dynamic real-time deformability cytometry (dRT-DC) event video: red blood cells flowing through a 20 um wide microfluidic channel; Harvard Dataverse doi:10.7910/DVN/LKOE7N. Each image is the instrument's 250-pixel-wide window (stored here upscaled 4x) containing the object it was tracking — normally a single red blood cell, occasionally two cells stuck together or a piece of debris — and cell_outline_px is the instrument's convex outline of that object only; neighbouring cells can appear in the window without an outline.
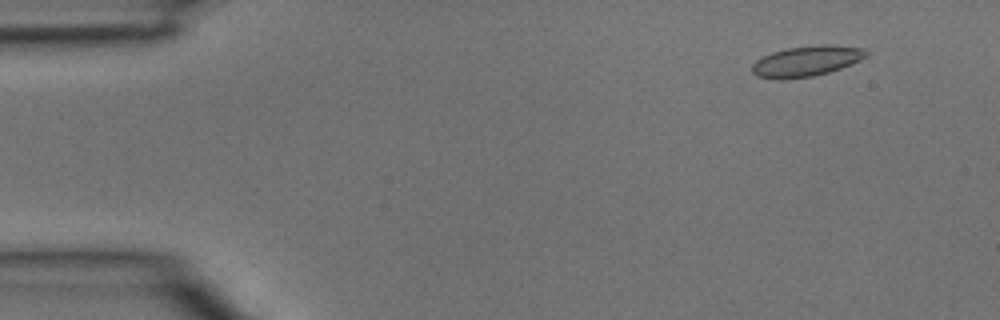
{"species": "common noctule bat (a hibernating species)", "species_latin": "Nyctalus noctula", "temperature_condition": "room temperature", "stored_images_in_passage": 2, "camera_frame_rate_fps": 3000, "um_per_image_px": 0.085, "animal": {"sex": "male", "body_mass_g": 15.6}, "frame": {"image": 1, "passage_image": 1, "time_ms": 0.0, "image_size_px": [1000, 320], "cell_outline_px": [[868, 56], [860, 60], [840, 68], [828, 72], [812, 76], [780, 80], [776, 80], [756, 76], [752, 72], [752, 64], [756, 60], [772, 52], [788, 48], [816, 44], [836, 44], [868, 48]], "centroid_in_image_um": [68.58, 5.18], "position_along_channel_um": 16.4, "area_um2": 20.63}}